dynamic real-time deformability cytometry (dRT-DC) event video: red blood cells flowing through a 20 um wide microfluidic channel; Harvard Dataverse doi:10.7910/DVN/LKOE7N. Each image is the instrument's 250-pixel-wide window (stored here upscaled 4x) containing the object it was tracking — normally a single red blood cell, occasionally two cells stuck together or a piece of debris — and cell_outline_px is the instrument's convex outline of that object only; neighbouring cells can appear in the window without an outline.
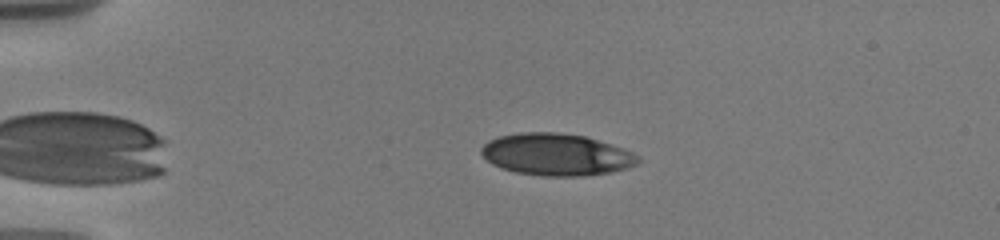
{"species": "human", "species_latin": "Homo sapiens", "temperature_condition": "warm", "stored_images_in_passage": 8, "camera_frame_rate_fps": 3000, "um_per_image_px": 0.085, "donor": {"sex": "male"}, "frame": {"image": 1, "passage_image": 3, "time_ms": 1.0, "image_size_px": [1000, 240], "cell_outline_px": [[640, 164], [628, 168], [612, 172], [576, 176], [548, 176], [516, 172], [500, 168], [492, 164], [480, 152], [480, 148], [488, 140], [496, 136], [520, 132], [560, 132], [584, 136], [624, 148], [640, 156]], "centroid_in_image_um": [47.3, 13.13], "position_along_channel_um": 37.7, "area_um2": 38.55}}
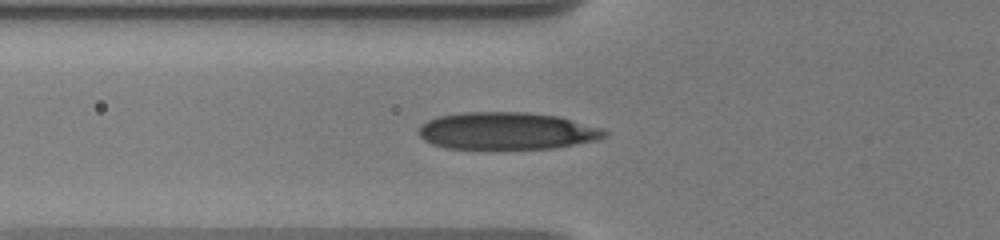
{"frame": {"image": 2, "passage_image": 7, "time_ms": 3.667, "image_size_px": [1000, 240], "cell_outline_px": [[608, 136], [596, 140], [552, 148], [448, 148], [432, 144], [424, 140], [416, 132], [420, 124], [436, 116], [460, 112], [528, 112], [560, 116], [600, 128], [608, 132]], "centroid_in_image_um": [43.03, 11.11], "position_along_channel_um": 82.8, "area_um2": 40.4}}